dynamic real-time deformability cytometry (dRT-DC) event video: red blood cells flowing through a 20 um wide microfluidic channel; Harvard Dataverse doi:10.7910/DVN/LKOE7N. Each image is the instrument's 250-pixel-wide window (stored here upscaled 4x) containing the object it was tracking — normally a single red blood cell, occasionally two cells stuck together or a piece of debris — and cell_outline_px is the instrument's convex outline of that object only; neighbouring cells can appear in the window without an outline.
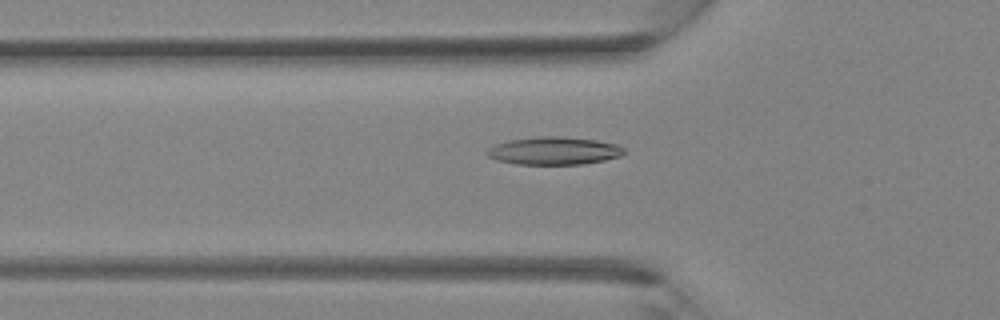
{"species": "Egyptian fruit bat (a non-hibernating species)", "species_latin": "Rousettus aegyptiacus", "temperature_condition": "room temperature", "stored_images_in_passage": 26, "camera_frame_rate_fps": 3000, "um_per_image_px": 0.085, "animal": {"sex": "female"}, "frame": {"image": 1, "passage_image": 5, "time_ms": 1.333, "image_size_px": [1000, 320], "cell_outline_px": [[628, 152], [620, 156], [604, 160], [580, 164], [516, 164], [496, 160], [488, 156], [488, 148], [496, 144], [508, 140], [540, 136], [556, 136], [596, 140], [616, 144], [624, 148]], "centroid_in_image_um": [47.1, 12.81], "position_along_channel_um": 78.7, "area_um2": 22.08}}
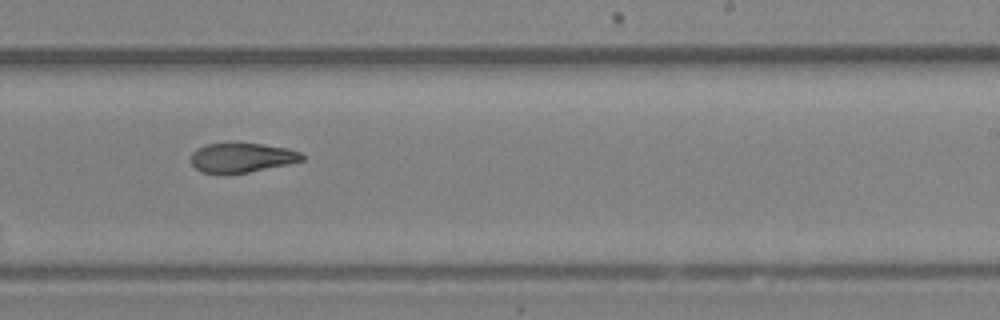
{"frame": {"image": 2, "passage_image": 15, "time_ms": 4.667, "image_size_px": [1000, 320], "cell_outline_px": [[304, 160], [288, 164], [248, 172], [200, 172], [188, 160], [192, 152], [196, 148], [204, 144], [260, 144], [288, 148], [300, 152], [304, 156]], "centroid_in_image_um": [20.53, 13.39], "position_along_channel_um": 268.5, "area_um2": 18.79}}
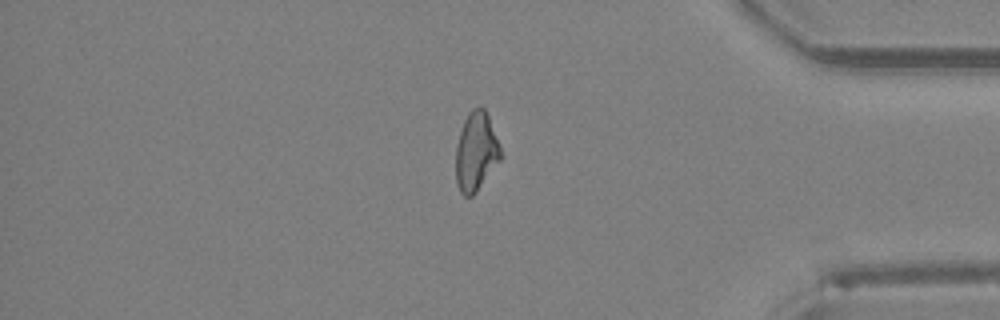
{"frame": {"image": 3, "passage_image": 23, "time_ms": 7.333, "image_size_px": [1000, 320], "cell_outline_px": [[504, 156], [476, 192], [472, 196], [464, 196], [460, 192], [456, 184], [456, 144], [464, 120], [468, 112], [472, 108], [484, 108], [488, 116]], "centroid_in_image_um": [40.47, 12.91], "position_along_channel_um": 394.7, "area_um2": 20.69}}